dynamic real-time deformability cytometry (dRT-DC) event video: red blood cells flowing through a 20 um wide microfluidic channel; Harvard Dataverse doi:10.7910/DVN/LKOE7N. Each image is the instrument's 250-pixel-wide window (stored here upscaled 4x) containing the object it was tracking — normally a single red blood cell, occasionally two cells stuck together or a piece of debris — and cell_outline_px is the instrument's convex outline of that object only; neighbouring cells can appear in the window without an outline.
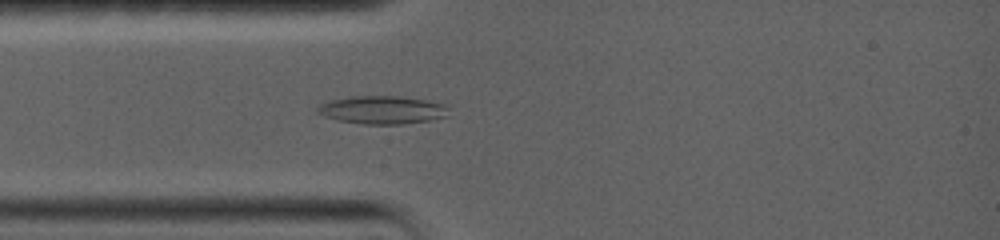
{"species": "common noctule bat (a hibernating species)", "species_latin": "Nyctalus noctula", "temperature_condition": "warm", "stored_images_in_passage": 9, "camera_frame_rate_fps": 5000, "um_per_image_px": 0.085, "animal": {"sex": "female", "body_mass_g": 19.0, "forearm_length_mm": 56.7}, "frame": {"image": 1, "passage_image": 9, "time_ms": 3.0, "image_size_px": [1000, 240], "cell_outline_px": [[448, 108], [444, 116], [428, 120], [400, 124], [364, 124], [336, 120], [324, 116], [316, 112], [316, 108], [320, 104], [332, 100], [348, 96], [400, 96], [428, 100], [444, 104]], "centroid_in_image_um": [32.43, 9.33], "position_along_channel_um": 52.6, "area_um2": 21.33}}